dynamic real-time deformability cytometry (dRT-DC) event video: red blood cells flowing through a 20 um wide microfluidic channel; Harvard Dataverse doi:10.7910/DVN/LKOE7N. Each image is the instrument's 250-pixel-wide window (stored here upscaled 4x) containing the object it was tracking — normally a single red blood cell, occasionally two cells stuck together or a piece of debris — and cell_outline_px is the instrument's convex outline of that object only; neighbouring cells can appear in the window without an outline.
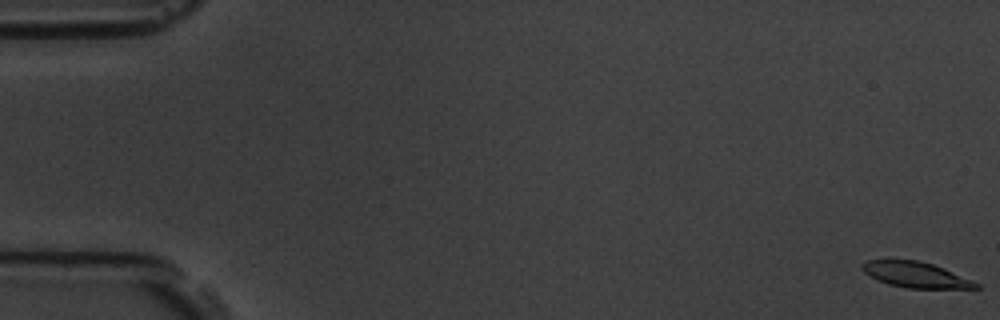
{"species": "common noctule bat (a hibernating species)", "species_latin": "Nyctalus noctula", "temperature_condition": "room temperature", "stored_images_in_passage": 59, "camera_frame_rate_fps": 3000, "um_per_image_px": 0.085, "animal": {"sex": "male", "body_mass_g": 19.5, "forearm_length_mm": 54.6}, "frame": {"image": 1, "passage_image": 1, "time_ms": 0.0, "image_size_px": [1000, 320], "cell_outline_px": [[980, 288], [908, 288], [888, 284], [876, 280], [864, 272], [860, 264], [868, 260], [916, 260], [932, 264], [944, 268], [972, 280], [980, 284]], "centroid_in_image_um": [77.82, 23.35], "position_along_channel_um": 7.2, "area_um2": 16.88}}
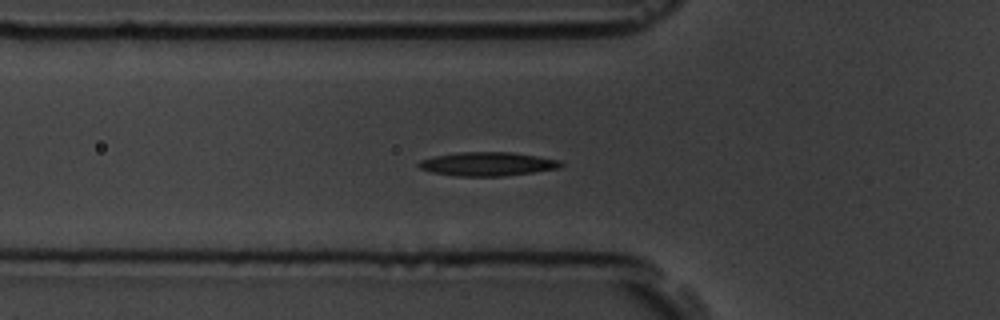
{"frame": {"image": 2, "passage_image": 21, "time_ms": 6.667, "image_size_px": [1000, 320], "cell_outline_px": [[564, 164], [560, 168], [532, 172], [500, 176], [456, 176], [432, 172], [420, 168], [416, 164], [420, 160], [432, 156], [456, 152], [512, 152], [560, 160]], "centroid_in_image_um": [41.4, 13.93], "position_along_channel_um": 84.4, "area_um2": 19.71}}
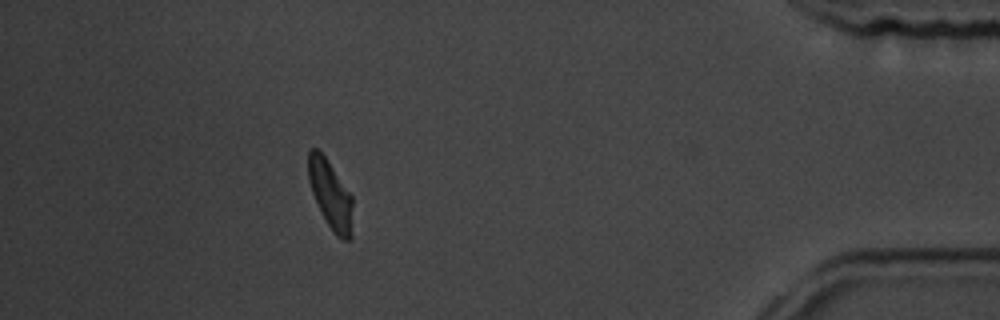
{"frame": {"image": 3, "passage_image": 53, "time_ms": 17.333, "image_size_px": [1000, 320], "cell_outline_px": [[352, 240], [344, 240], [336, 236], [332, 232], [312, 192], [308, 180], [308, 152], [312, 148], [316, 148], [324, 156], [352, 196]], "centroid_in_image_um": [28.1, 16.58], "position_along_channel_um": 407.1, "area_um2": 17.4}, "authors_computed_cell_mechanics": {"area_um2": 18.6116, "velocity_mm_per_s": 3.5106, "shape_relaxation_time_tau1_ms": 5.6207, "shape_relaxation_time_tau2_ms": null, "deformation_change_tau1": 0.1718, "deformation_change_tau2": null}}